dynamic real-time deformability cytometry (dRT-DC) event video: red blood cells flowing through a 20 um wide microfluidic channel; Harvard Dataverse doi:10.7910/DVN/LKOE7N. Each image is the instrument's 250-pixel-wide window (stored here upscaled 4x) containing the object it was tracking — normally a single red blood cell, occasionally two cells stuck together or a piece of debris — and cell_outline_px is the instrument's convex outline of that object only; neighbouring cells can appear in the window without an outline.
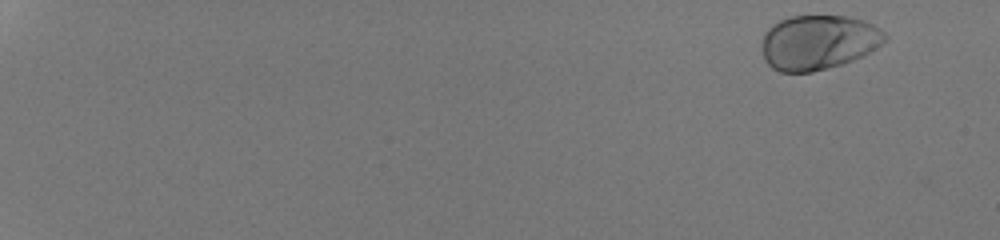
{"species": "human", "species_latin": "Homo sapiens", "temperature_condition": "room temperature", "stored_images_in_passage": 50, "camera_frame_rate_fps": 3000, "um_per_image_px": 0.085, "donor": {"sex": "male"}, "frame": {"image": 1, "passage_image": 2, "time_ms": 0.333, "image_size_px": [1000, 240], "cell_outline_px": [[888, 40], [876, 48], [844, 64], [812, 72], [780, 72], [772, 68], [764, 60], [760, 48], [764, 32], [772, 24], [780, 20], [792, 16], [848, 16], [864, 20], [880, 28], [888, 36]], "centroid_in_image_um": [69.54, 3.6], "position_along_channel_um": 15.5, "area_um2": 39.65}}
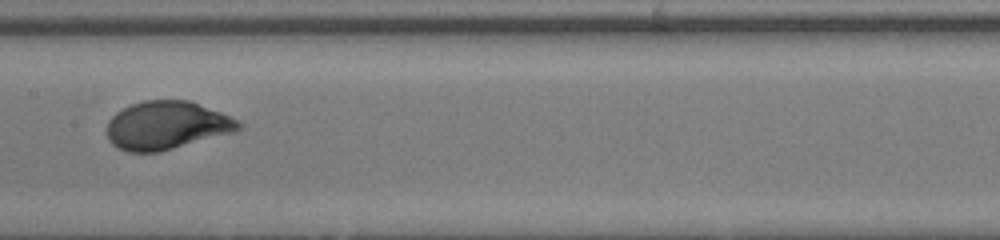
{"frame": {"image": 2, "passage_image": 30, "time_ms": 9.667, "image_size_px": [1000, 240], "cell_outline_px": [[244, 128], [236, 132], [160, 152], [128, 152], [112, 144], [108, 140], [108, 120], [116, 112], [132, 104], [144, 100], [188, 100], [220, 112], [240, 120], [244, 124]], "centroid_in_image_um": [14.22, 10.66], "position_along_channel_um": 193.2, "area_um2": 37.22}}
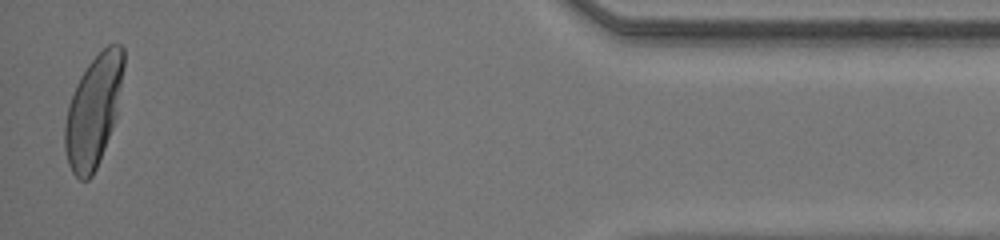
{"frame": {"image": 3, "passage_image": 50, "time_ms": 16.333, "image_size_px": [1000, 240], "cell_outline_px": [[124, 68], [116, 116], [112, 128], [96, 168], [92, 176], [88, 180], [80, 180], [72, 172], [68, 164], [64, 148], [64, 124], [68, 108], [76, 84], [80, 76], [88, 64], [108, 44], [120, 44], [124, 48]], "centroid_in_image_um": [7.94, 9.43], "position_along_channel_um": 427.3, "area_um2": 37.8}, "authors_computed_cell_mechanics": {"area_um2": 37.1365, "velocity_mm_per_s": 4.3091, "shape_relaxation_time_tau1_ms": 2.3889, "shape_relaxation_time_tau2_ms": null, "deformation_change_tau1": 0.1631, "deformation_change_tau2": null}}